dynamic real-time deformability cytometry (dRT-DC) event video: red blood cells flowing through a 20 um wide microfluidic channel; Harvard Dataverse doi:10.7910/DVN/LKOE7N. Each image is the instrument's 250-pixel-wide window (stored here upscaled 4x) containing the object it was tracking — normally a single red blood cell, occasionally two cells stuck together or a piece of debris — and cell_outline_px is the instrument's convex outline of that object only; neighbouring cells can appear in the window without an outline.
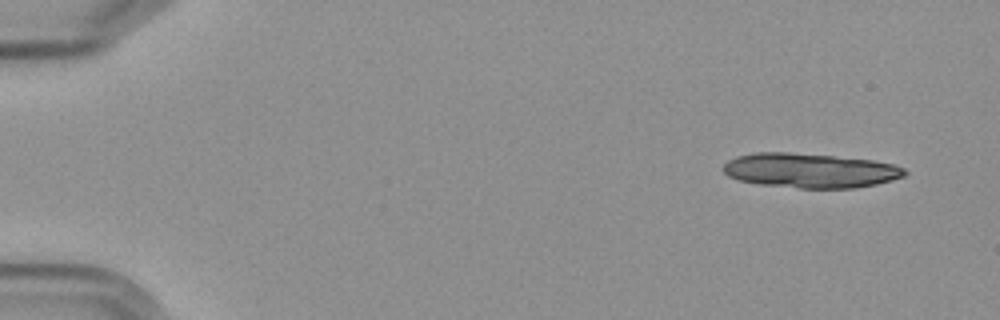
{"species": "Egyptian fruit bat (a non-hibernating species)", "species_latin": "Rousettus aegyptiacus", "temperature_condition": "cold", "stored_images_in_passage": 5, "camera_frame_rate_fps": 3000, "um_per_image_px": 0.085, "frame": {"image": 1, "passage_image": 1, "time_ms": 0.0, "image_size_px": [1000, 320], "cell_outline_px": [[908, 172], [904, 176], [892, 180], [876, 184], [856, 188], [800, 188], [760, 184], [740, 180], [728, 176], [720, 168], [728, 160], [736, 156], [756, 152], [788, 152], [832, 156], [872, 160], [892, 164], [904, 168]], "centroid_in_image_um": [68.84, 14.49], "position_along_channel_um": 16.2, "area_um2": 36.53}}